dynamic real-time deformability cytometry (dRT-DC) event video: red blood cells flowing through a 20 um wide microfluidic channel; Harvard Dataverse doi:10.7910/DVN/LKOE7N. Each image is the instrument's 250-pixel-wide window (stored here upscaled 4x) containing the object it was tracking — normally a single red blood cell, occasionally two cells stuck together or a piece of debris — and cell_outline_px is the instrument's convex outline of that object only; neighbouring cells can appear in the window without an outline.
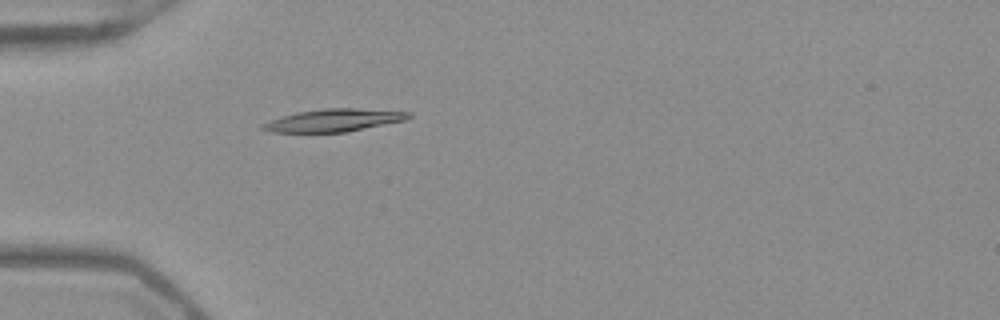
{"species": "Egyptian fruit bat (a non-hibernating species)", "species_latin": "Rousettus aegyptiacus", "temperature_condition": "warm", "stored_images_in_passage": 37, "camera_frame_rate_fps": 3000, "um_per_image_px": 0.085, "frame": {"image": 1, "passage_image": 1, "time_ms": 0.0, "image_size_px": [1000, 320], "cell_outline_px": [[412, 116], [404, 120], [344, 132], [272, 132], [260, 128], [260, 124], [296, 112], [324, 108], [356, 108], [412, 112]], "centroid_in_image_um": [28.36, 10.21], "position_along_channel_um": 56.6, "area_um2": 18.96}}
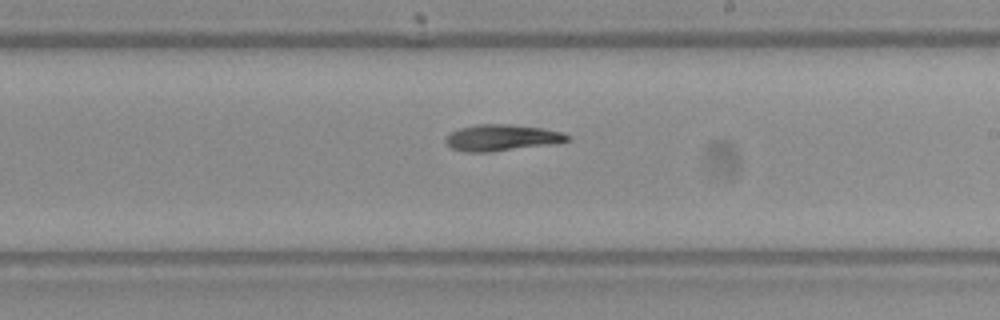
{"frame": {"image": 2, "passage_image": 16, "time_ms": 5.0, "image_size_px": [1000, 320], "cell_outline_px": [[568, 140], [556, 144], [492, 152], [468, 152], [452, 148], [444, 140], [448, 132], [460, 128], [476, 124], [508, 124], [540, 128], [564, 132], [568, 136]], "centroid_in_image_um": [42.63, 11.71], "position_along_channel_um": 246.4, "area_um2": 18.79}}
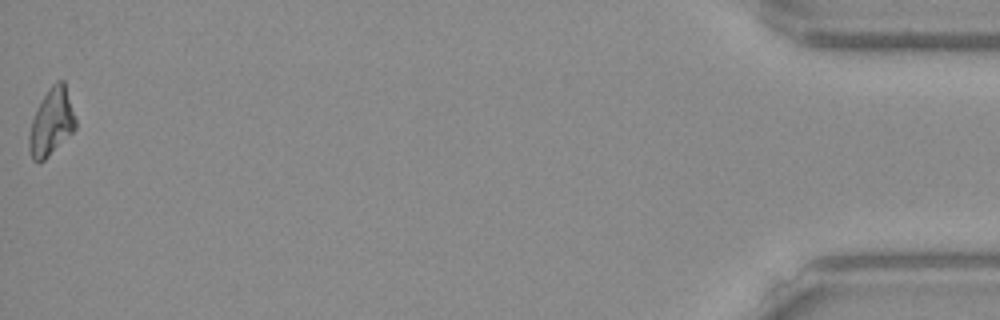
{"frame": {"image": 3, "passage_image": 37, "time_ms": 12.0, "image_size_px": [1000, 320], "cell_outline_px": [[76, 128], [40, 164], [32, 160], [28, 148], [28, 136], [32, 120], [48, 88], [56, 80], [64, 80], [76, 120]], "centroid_in_image_um": [4.36, 10.4], "position_along_channel_um": 430.8, "area_um2": 17.92}, "authors_computed_cell_mechanics": {"area_um2": 18.6116, "velocity_mm_per_s": 3.9507, "shape_relaxation_time_tau1_ms": null, "shape_relaxation_time_tau2_ms": 6.8847, "deformation_change_tau1": null, "deformation_change_tau2": 0.1371}}